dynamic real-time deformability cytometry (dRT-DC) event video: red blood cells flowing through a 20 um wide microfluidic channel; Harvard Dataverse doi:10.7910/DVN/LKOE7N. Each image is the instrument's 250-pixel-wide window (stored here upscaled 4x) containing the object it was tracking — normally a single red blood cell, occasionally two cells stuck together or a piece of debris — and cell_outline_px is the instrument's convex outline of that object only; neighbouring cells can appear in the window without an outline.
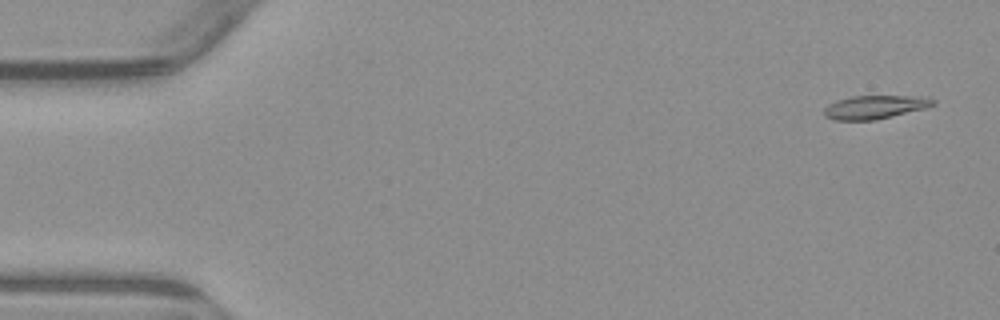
{"species": "common noctule bat (a hibernating species)", "species_latin": "Nyctalus noctula", "temperature_condition": "warm", "stored_images_in_passage": 7, "camera_frame_rate_fps": 3000, "um_per_image_px": 0.085, "animal": {"sex": "male", "body_mass_g": 23.1, "forearm_length_mm": 52.7}, "frame": {"image": 1, "passage_image": 1, "time_ms": 0.0, "image_size_px": [1000, 320], "cell_outline_px": [[936, 104], [928, 108], [876, 120], [836, 120], [824, 116], [824, 108], [828, 104], [836, 100], [852, 96], [928, 96], [936, 100]], "centroid_in_image_um": [74.42, 9.1], "position_along_channel_um": 10.6, "area_um2": 15.2}}
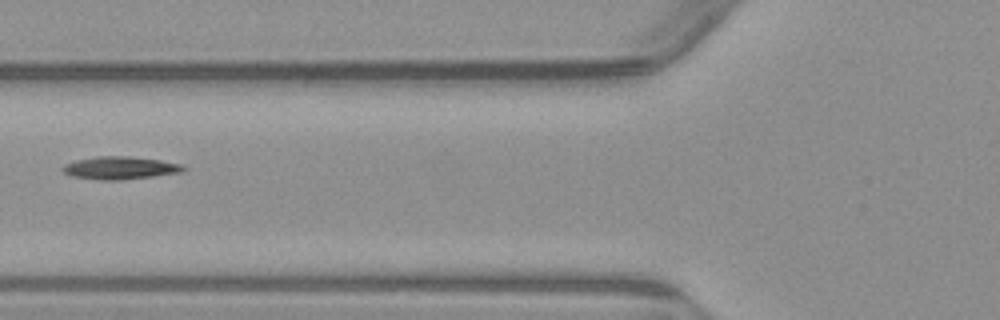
{"frame": {"image": 2, "passage_image": 6, "time_ms": 6.0, "image_size_px": [1000, 320], "cell_outline_px": [[188, 168], [180, 172], [152, 176], [120, 180], [100, 180], [72, 176], [64, 172], [60, 168], [64, 164], [76, 160], [96, 156], [128, 156], [160, 160], [184, 164]], "centroid_in_image_um": [10.2, 14.26], "position_along_channel_um": 115.6, "area_um2": 16.01}}
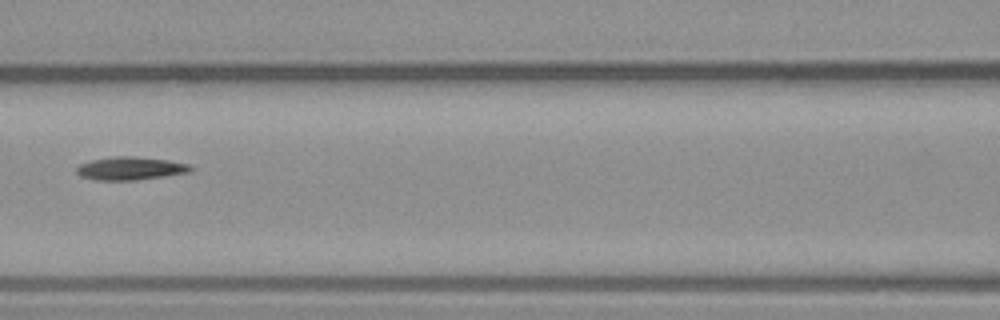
{"frame": {"image": 3, "passage_image": 7, "time_ms": 7.0, "image_size_px": [1000, 320], "cell_outline_px": [[192, 168], [188, 172], [136, 180], [96, 180], [80, 176], [76, 172], [76, 168], [80, 164], [92, 160], [112, 156], [136, 156], [168, 160], [188, 164]], "centroid_in_image_um": [11.03, 14.3], "position_along_channel_um": 155.6, "area_um2": 15.2}}